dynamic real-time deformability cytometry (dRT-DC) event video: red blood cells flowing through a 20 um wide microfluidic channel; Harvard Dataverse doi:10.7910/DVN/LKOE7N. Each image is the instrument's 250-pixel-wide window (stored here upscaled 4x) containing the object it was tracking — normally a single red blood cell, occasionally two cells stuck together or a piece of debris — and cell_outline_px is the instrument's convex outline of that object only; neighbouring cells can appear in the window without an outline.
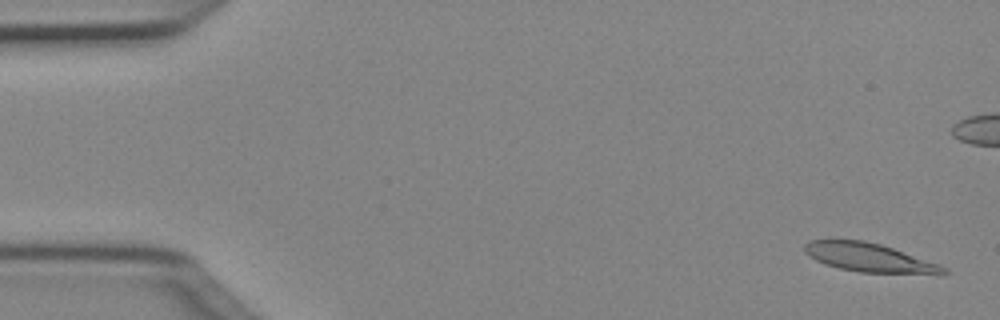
{"species": "Egyptian fruit bat (a non-hibernating species)", "species_latin": "Rousettus aegyptiacus", "temperature_condition": "cold", "stored_images_in_passage": 51, "camera_frame_rate_fps": 3000, "um_per_image_px": 0.085, "animal": {"sex": "female"}, "frame": {"image": 1, "passage_image": 2, "time_ms": 0.333, "image_size_px": [1000, 320], "cell_outline_px": [[952, 272], [944, 276], [940, 276], [860, 272], [840, 268], [824, 264], [808, 256], [804, 252], [804, 244], [808, 240], [864, 240], [880, 244], [940, 264], [948, 268]], "centroid_in_image_um": [74.02, 21.94], "position_along_channel_um": 11.0, "area_um2": 23.99}}
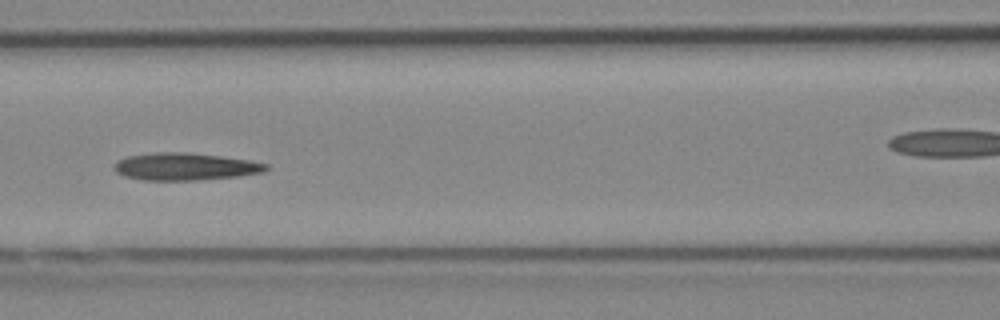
{"frame": {"image": 2, "passage_image": 22, "time_ms": 7.0, "image_size_px": [1000, 320], "cell_outline_px": [[272, 168], [264, 172], [236, 176], [196, 180], [140, 180], [124, 176], [116, 172], [112, 168], [112, 164], [116, 160], [128, 156], [156, 152], [184, 152], [220, 156], [248, 160], [268, 164]], "centroid_in_image_um": [15.69, 14.16], "position_along_channel_um": 150.9, "area_um2": 24.33}}
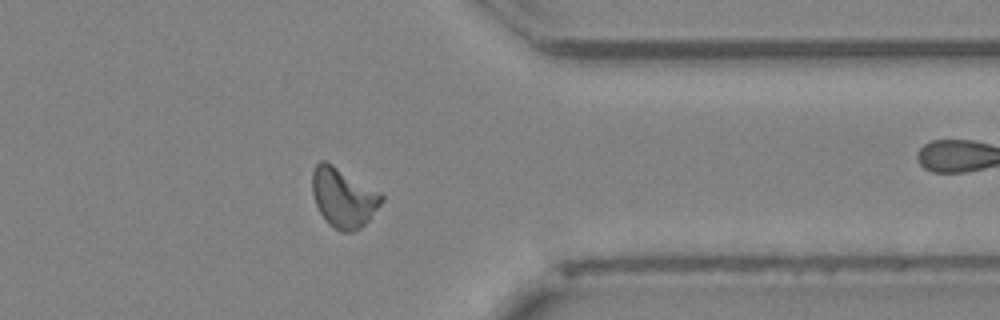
{"frame": {"image": 3, "passage_image": 40, "time_ms": 13.0, "image_size_px": [1000, 320], "cell_outline_px": [[384, 200], [368, 220], [360, 228], [352, 232], [340, 232], [328, 224], [320, 212], [316, 204], [312, 192], [312, 172], [316, 164], [320, 160], [324, 160], [332, 164], [380, 192], [384, 196]], "centroid_in_image_um": [29.18, 16.8], "position_along_channel_um": 382.2, "area_um2": 23.87}, "authors_computed_cell_mechanics": {"area_um2": 23.2934, "velocity_mm_per_s": 4.0189, "shape_relaxation_time_tau1_ms": null, "shape_relaxation_time_tau2_ms": 5.0809, "deformation_change_tau1": null, "deformation_change_tau2": 0.1489}}